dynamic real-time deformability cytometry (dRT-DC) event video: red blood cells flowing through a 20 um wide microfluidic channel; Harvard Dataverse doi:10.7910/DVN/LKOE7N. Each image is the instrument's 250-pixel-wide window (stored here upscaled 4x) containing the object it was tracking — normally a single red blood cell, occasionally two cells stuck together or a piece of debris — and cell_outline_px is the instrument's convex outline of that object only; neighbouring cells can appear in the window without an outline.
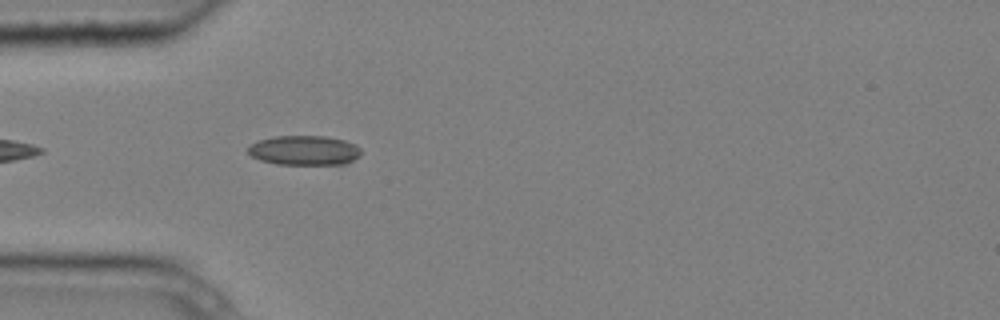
{"species": "common noctule bat (a hibernating species)", "species_latin": "Nyctalus noctula", "temperature_condition": "cold", "stored_images_in_passage": 4, "camera_frame_rate_fps": 3000, "um_per_image_px": 0.085, "animal": {"sex": "male", "body_mass_g": 20.4}, "frame": {"image": 1, "passage_image": 4, "time_ms": 1.0, "image_size_px": [1000, 320], "cell_outline_px": [[360, 156], [344, 164], [276, 164], [260, 160], [252, 156], [248, 152], [248, 148], [252, 144], [260, 140], [276, 136], [324, 136], [344, 140], [356, 144], [360, 148]], "centroid_in_image_um": [25.88, 12.78], "position_along_channel_um": 59.1, "area_um2": 19.36}}